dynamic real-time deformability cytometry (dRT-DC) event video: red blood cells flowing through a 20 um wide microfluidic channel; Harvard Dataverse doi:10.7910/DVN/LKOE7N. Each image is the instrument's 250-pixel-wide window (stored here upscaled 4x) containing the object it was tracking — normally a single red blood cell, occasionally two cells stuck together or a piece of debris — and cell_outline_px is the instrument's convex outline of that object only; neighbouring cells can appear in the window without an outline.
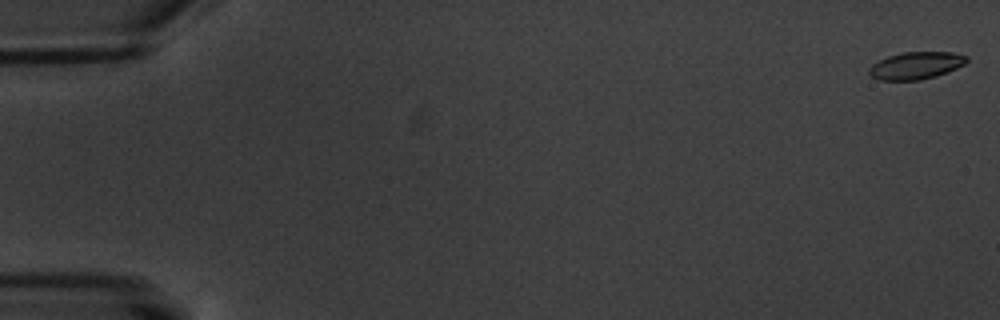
{"species": "common noctule bat (a hibernating species)", "species_latin": "Nyctalus noctula", "temperature_condition": "warm", "stored_images_in_passage": 6, "camera_frame_rate_fps": 3000, "um_per_image_px": 0.085, "animal": {"sex": "male", "body_mass_g": 20.1, "forearm_length_mm": 53.5}, "frame": {"image": 1, "passage_image": 1, "time_ms": 0.0, "image_size_px": [1000, 320], "cell_outline_px": [[968, 60], [964, 64], [956, 68], [936, 76], [920, 80], [880, 80], [872, 76], [868, 72], [868, 68], [872, 64], [888, 56], [904, 52], [952, 52], [968, 56]], "centroid_in_image_um": [77.85, 5.57], "position_along_channel_um": 7.1, "area_um2": 15.43}}
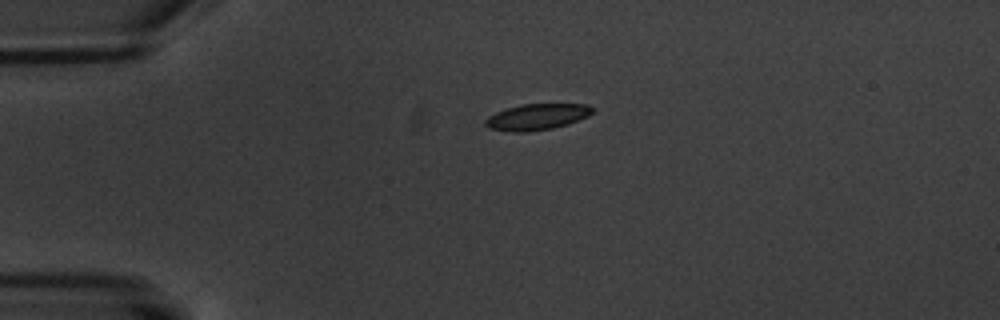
{"frame": {"image": 2, "passage_image": 5, "time_ms": 4.667, "image_size_px": [1000, 320], "cell_outline_px": [[596, 108], [588, 116], [568, 124], [552, 128], [528, 132], [512, 132], [488, 128], [484, 124], [484, 120], [488, 116], [496, 112], [508, 108], [524, 104], [588, 104]], "centroid_in_image_um": [45.64, 9.94], "position_along_channel_um": 39.4, "area_um2": 16.36}}